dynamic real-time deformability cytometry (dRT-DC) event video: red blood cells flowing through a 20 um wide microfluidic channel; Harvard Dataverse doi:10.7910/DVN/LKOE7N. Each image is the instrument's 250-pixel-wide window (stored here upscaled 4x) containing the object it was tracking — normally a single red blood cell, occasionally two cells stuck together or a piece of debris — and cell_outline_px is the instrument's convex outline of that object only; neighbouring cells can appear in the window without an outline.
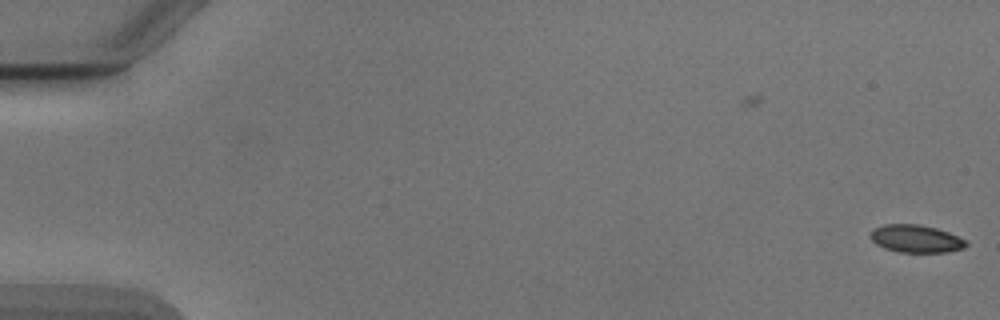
{"species": "Egyptian fruit bat (a non-hibernating species)", "species_latin": "Rousettus aegyptiacus", "temperature_condition": "cold", "stored_images_in_passage": 2, "camera_frame_rate_fps": 3000, "um_per_image_px": 0.085, "animal": {"sex": "male"}, "frame": {"image": 1, "passage_image": 2, "time_ms": 0.333, "image_size_px": [1000, 320], "cell_outline_px": [[968, 244], [964, 248], [944, 252], [900, 252], [884, 248], [876, 244], [868, 236], [872, 228], [884, 224], [920, 224], [936, 228], [948, 232], [968, 240]], "centroid_in_image_um": [77.83, 20.28], "position_along_channel_um": 7.2, "area_um2": 15.61}}